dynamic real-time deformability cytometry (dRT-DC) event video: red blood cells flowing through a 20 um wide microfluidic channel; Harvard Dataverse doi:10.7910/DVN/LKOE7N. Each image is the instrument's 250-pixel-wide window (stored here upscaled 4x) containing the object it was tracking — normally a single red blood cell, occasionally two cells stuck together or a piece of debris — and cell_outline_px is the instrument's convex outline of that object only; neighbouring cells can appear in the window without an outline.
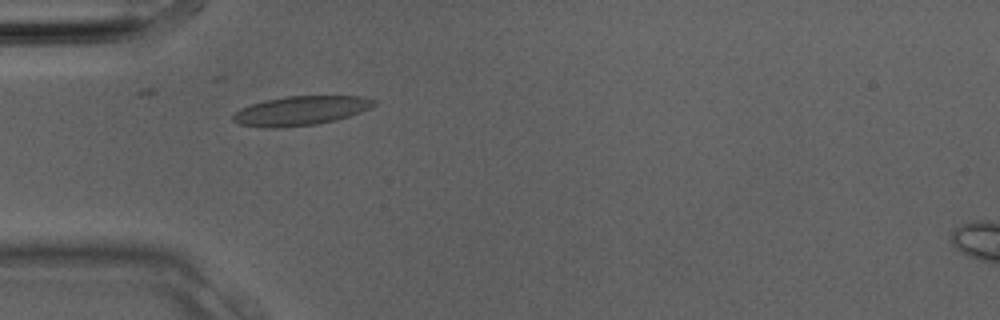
{"species": "Egyptian fruit bat (a non-hibernating species)", "species_latin": "Rousettus aegyptiacus", "temperature_condition": "room temperature", "stored_images_in_passage": 26, "camera_frame_rate_fps": 3000, "um_per_image_px": 0.085, "animal": {"sex": "male"}, "frame": {"image": 1, "passage_image": 3, "time_ms": 0.667, "image_size_px": [1000, 320], "cell_outline_px": [[380, 100], [372, 108], [336, 120], [316, 124], [280, 128], [264, 128], [240, 124], [232, 120], [232, 116], [240, 108], [264, 100], [284, 96], [360, 96]], "centroid_in_image_um": [25.59, 9.4], "position_along_channel_um": 59.4, "area_um2": 24.22}}
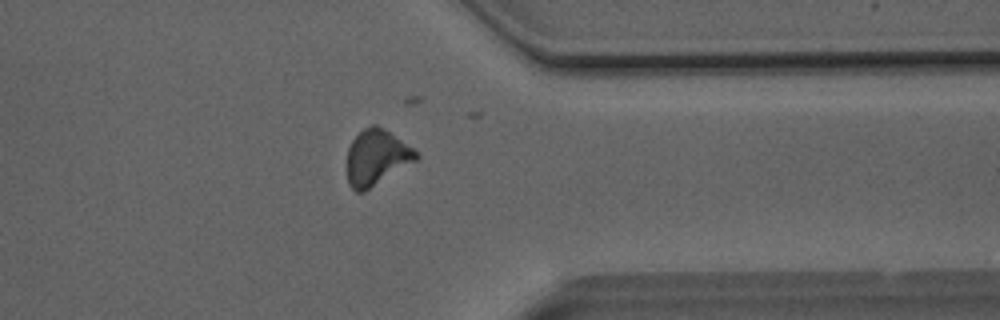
{"frame": {"image": 2, "passage_image": 19, "time_ms": 6.0, "image_size_px": [1000, 320], "cell_outline_px": [[420, 156], [416, 160], [364, 192], [356, 192], [348, 184], [348, 148], [352, 140], [364, 128], [372, 124], [376, 124], [384, 128], [412, 148]], "centroid_in_image_um": [31.99, 13.38], "position_along_channel_um": 379.4, "area_um2": 22.02}}
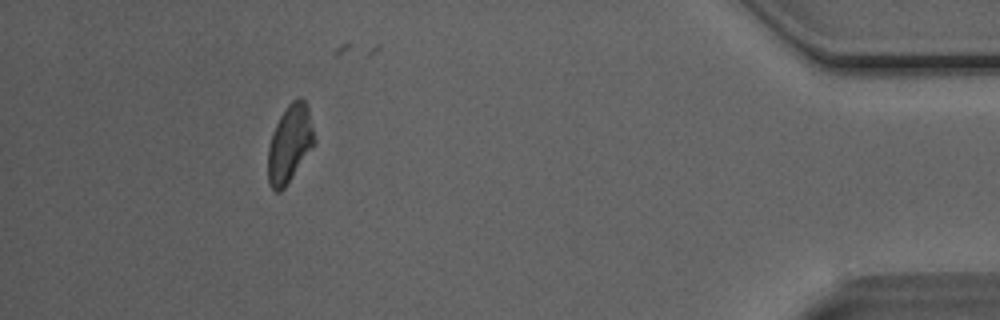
{"frame": {"image": 3, "passage_image": 23, "time_ms": 7.333, "image_size_px": [1000, 320], "cell_outline_px": [[316, 144], [284, 188], [280, 192], [276, 192], [268, 184], [268, 148], [276, 124], [280, 116], [288, 104], [296, 96], [300, 96], [308, 104], [316, 140]], "centroid_in_image_um": [24.66, 12.19], "position_along_channel_um": 410.5, "area_um2": 21.21}}